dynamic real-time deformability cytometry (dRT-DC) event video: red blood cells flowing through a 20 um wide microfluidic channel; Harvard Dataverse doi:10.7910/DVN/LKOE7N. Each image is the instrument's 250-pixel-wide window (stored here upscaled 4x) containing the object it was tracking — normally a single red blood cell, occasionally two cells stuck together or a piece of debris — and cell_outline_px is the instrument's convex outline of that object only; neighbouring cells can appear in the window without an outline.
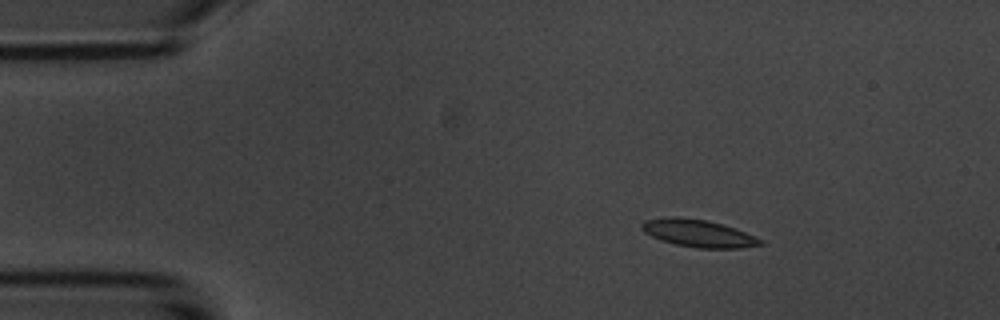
{"species": "common noctule bat (a hibernating species)", "species_latin": "Nyctalus noctula", "temperature_condition": "room temperature", "stored_images_in_passage": 3, "camera_frame_rate_fps": 3000, "um_per_image_px": 0.085, "animal": {"sex": "male", "body_mass_g": 20.1, "forearm_length_mm": 53.5}, "frame": {"image": 1, "passage_image": 1, "time_ms": 0.0, "image_size_px": [1000, 320], "cell_outline_px": [[764, 244], [740, 248], [696, 248], [676, 244], [660, 240], [644, 232], [640, 228], [640, 224], [644, 220], [668, 216], [676, 216], [708, 220], [724, 224], [736, 228], [764, 240]], "centroid_in_image_um": [59.35, 19.81], "position_along_channel_um": 25.7, "area_um2": 19.25}}